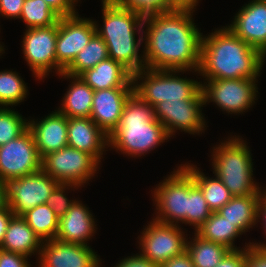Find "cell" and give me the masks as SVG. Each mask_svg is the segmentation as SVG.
<instances>
[{
	"mask_svg": "<svg viewBox=\"0 0 266 267\" xmlns=\"http://www.w3.org/2000/svg\"><path fill=\"white\" fill-rule=\"evenodd\" d=\"M194 12L171 10L144 18L142 52L146 68L186 70L198 76L203 33L194 23Z\"/></svg>",
	"mask_w": 266,
	"mask_h": 267,
	"instance_id": "cell-1",
	"label": "cell"
},
{
	"mask_svg": "<svg viewBox=\"0 0 266 267\" xmlns=\"http://www.w3.org/2000/svg\"><path fill=\"white\" fill-rule=\"evenodd\" d=\"M266 57L228 27L202 35L199 75L203 79H258Z\"/></svg>",
	"mask_w": 266,
	"mask_h": 267,
	"instance_id": "cell-2",
	"label": "cell"
},
{
	"mask_svg": "<svg viewBox=\"0 0 266 267\" xmlns=\"http://www.w3.org/2000/svg\"><path fill=\"white\" fill-rule=\"evenodd\" d=\"M171 139L156 119L153 106L134 92L127 99L118 125L108 135V147L131 158L146 156Z\"/></svg>",
	"mask_w": 266,
	"mask_h": 267,
	"instance_id": "cell-3",
	"label": "cell"
},
{
	"mask_svg": "<svg viewBox=\"0 0 266 267\" xmlns=\"http://www.w3.org/2000/svg\"><path fill=\"white\" fill-rule=\"evenodd\" d=\"M101 4L103 27L94 22L96 33L107 45L109 58L121 63L132 74L146 68L143 52H139L143 44L144 17L119 6L114 0H102Z\"/></svg>",
	"mask_w": 266,
	"mask_h": 267,
	"instance_id": "cell-4",
	"label": "cell"
},
{
	"mask_svg": "<svg viewBox=\"0 0 266 267\" xmlns=\"http://www.w3.org/2000/svg\"><path fill=\"white\" fill-rule=\"evenodd\" d=\"M231 136V137H230ZM230 136L212 147L213 174L229 189L232 196L262 194L266 189L254 181L252 154L246 140ZM224 141V142H223Z\"/></svg>",
	"mask_w": 266,
	"mask_h": 267,
	"instance_id": "cell-5",
	"label": "cell"
},
{
	"mask_svg": "<svg viewBox=\"0 0 266 267\" xmlns=\"http://www.w3.org/2000/svg\"><path fill=\"white\" fill-rule=\"evenodd\" d=\"M180 72L186 70L143 68L133 74L134 93L153 107L162 101L192 99L202 89V81L180 77Z\"/></svg>",
	"mask_w": 266,
	"mask_h": 267,
	"instance_id": "cell-6",
	"label": "cell"
},
{
	"mask_svg": "<svg viewBox=\"0 0 266 267\" xmlns=\"http://www.w3.org/2000/svg\"><path fill=\"white\" fill-rule=\"evenodd\" d=\"M171 173L151 190L156 214L152 218L166 224L187 225L188 171L180 164Z\"/></svg>",
	"mask_w": 266,
	"mask_h": 267,
	"instance_id": "cell-7",
	"label": "cell"
},
{
	"mask_svg": "<svg viewBox=\"0 0 266 267\" xmlns=\"http://www.w3.org/2000/svg\"><path fill=\"white\" fill-rule=\"evenodd\" d=\"M256 83L258 79H203L204 106L212 102L228 115H242L250 110L256 103L255 100H258Z\"/></svg>",
	"mask_w": 266,
	"mask_h": 267,
	"instance_id": "cell-8",
	"label": "cell"
},
{
	"mask_svg": "<svg viewBox=\"0 0 266 267\" xmlns=\"http://www.w3.org/2000/svg\"><path fill=\"white\" fill-rule=\"evenodd\" d=\"M41 169L59 183L85 187L98 173L100 163L89 153L67 146L44 156Z\"/></svg>",
	"mask_w": 266,
	"mask_h": 267,
	"instance_id": "cell-9",
	"label": "cell"
},
{
	"mask_svg": "<svg viewBox=\"0 0 266 267\" xmlns=\"http://www.w3.org/2000/svg\"><path fill=\"white\" fill-rule=\"evenodd\" d=\"M147 224L137 242L140 253L150 261L161 266L186 251L188 234L181 225L166 224L153 218Z\"/></svg>",
	"mask_w": 266,
	"mask_h": 267,
	"instance_id": "cell-10",
	"label": "cell"
},
{
	"mask_svg": "<svg viewBox=\"0 0 266 267\" xmlns=\"http://www.w3.org/2000/svg\"><path fill=\"white\" fill-rule=\"evenodd\" d=\"M202 89L192 98L181 101H162L153 108L156 119L165 127L170 138L180 130L189 134H202L207 129ZM206 127V128H205Z\"/></svg>",
	"mask_w": 266,
	"mask_h": 267,
	"instance_id": "cell-11",
	"label": "cell"
},
{
	"mask_svg": "<svg viewBox=\"0 0 266 267\" xmlns=\"http://www.w3.org/2000/svg\"><path fill=\"white\" fill-rule=\"evenodd\" d=\"M58 23L48 27L25 29L22 54L36 80L56 72V40Z\"/></svg>",
	"mask_w": 266,
	"mask_h": 267,
	"instance_id": "cell-12",
	"label": "cell"
},
{
	"mask_svg": "<svg viewBox=\"0 0 266 267\" xmlns=\"http://www.w3.org/2000/svg\"><path fill=\"white\" fill-rule=\"evenodd\" d=\"M96 34L95 22L79 13L60 17L56 40V74H61Z\"/></svg>",
	"mask_w": 266,
	"mask_h": 267,
	"instance_id": "cell-13",
	"label": "cell"
},
{
	"mask_svg": "<svg viewBox=\"0 0 266 267\" xmlns=\"http://www.w3.org/2000/svg\"><path fill=\"white\" fill-rule=\"evenodd\" d=\"M34 136L28 128L23 134L0 146V179L5 183L41 169Z\"/></svg>",
	"mask_w": 266,
	"mask_h": 267,
	"instance_id": "cell-14",
	"label": "cell"
},
{
	"mask_svg": "<svg viewBox=\"0 0 266 267\" xmlns=\"http://www.w3.org/2000/svg\"><path fill=\"white\" fill-rule=\"evenodd\" d=\"M59 182L42 169L7 183L8 206L14 216L47 203L48 197Z\"/></svg>",
	"mask_w": 266,
	"mask_h": 267,
	"instance_id": "cell-15",
	"label": "cell"
},
{
	"mask_svg": "<svg viewBox=\"0 0 266 267\" xmlns=\"http://www.w3.org/2000/svg\"><path fill=\"white\" fill-rule=\"evenodd\" d=\"M96 253L91 246L52 239L43 241L36 263L38 267H101Z\"/></svg>",
	"mask_w": 266,
	"mask_h": 267,
	"instance_id": "cell-16",
	"label": "cell"
},
{
	"mask_svg": "<svg viewBox=\"0 0 266 267\" xmlns=\"http://www.w3.org/2000/svg\"><path fill=\"white\" fill-rule=\"evenodd\" d=\"M227 27L266 57V0H249Z\"/></svg>",
	"mask_w": 266,
	"mask_h": 267,
	"instance_id": "cell-17",
	"label": "cell"
},
{
	"mask_svg": "<svg viewBox=\"0 0 266 267\" xmlns=\"http://www.w3.org/2000/svg\"><path fill=\"white\" fill-rule=\"evenodd\" d=\"M39 120L29 119V129L42 159L47 154L68 146V118L54 110Z\"/></svg>",
	"mask_w": 266,
	"mask_h": 267,
	"instance_id": "cell-18",
	"label": "cell"
},
{
	"mask_svg": "<svg viewBox=\"0 0 266 267\" xmlns=\"http://www.w3.org/2000/svg\"><path fill=\"white\" fill-rule=\"evenodd\" d=\"M93 213L79 199L68 211L59 218L58 232L55 239L65 243L83 244L89 246L88 241L97 231Z\"/></svg>",
	"mask_w": 266,
	"mask_h": 267,
	"instance_id": "cell-19",
	"label": "cell"
},
{
	"mask_svg": "<svg viewBox=\"0 0 266 267\" xmlns=\"http://www.w3.org/2000/svg\"><path fill=\"white\" fill-rule=\"evenodd\" d=\"M134 88H109L94 92L90 118L109 135L118 125Z\"/></svg>",
	"mask_w": 266,
	"mask_h": 267,
	"instance_id": "cell-20",
	"label": "cell"
},
{
	"mask_svg": "<svg viewBox=\"0 0 266 267\" xmlns=\"http://www.w3.org/2000/svg\"><path fill=\"white\" fill-rule=\"evenodd\" d=\"M68 146L89 153L101 164L109 148L108 135L90 117L68 118Z\"/></svg>",
	"mask_w": 266,
	"mask_h": 267,
	"instance_id": "cell-21",
	"label": "cell"
},
{
	"mask_svg": "<svg viewBox=\"0 0 266 267\" xmlns=\"http://www.w3.org/2000/svg\"><path fill=\"white\" fill-rule=\"evenodd\" d=\"M79 77L94 91L109 88H134L133 74L121 63L108 58Z\"/></svg>",
	"mask_w": 266,
	"mask_h": 267,
	"instance_id": "cell-22",
	"label": "cell"
},
{
	"mask_svg": "<svg viewBox=\"0 0 266 267\" xmlns=\"http://www.w3.org/2000/svg\"><path fill=\"white\" fill-rule=\"evenodd\" d=\"M62 79H71L68 89L62 98L61 107L57 109L67 118H86L91 115L94 90L81 77L62 72Z\"/></svg>",
	"mask_w": 266,
	"mask_h": 267,
	"instance_id": "cell-23",
	"label": "cell"
},
{
	"mask_svg": "<svg viewBox=\"0 0 266 267\" xmlns=\"http://www.w3.org/2000/svg\"><path fill=\"white\" fill-rule=\"evenodd\" d=\"M43 241L21 216H13L8 224L0 249L39 258Z\"/></svg>",
	"mask_w": 266,
	"mask_h": 267,
	"instance_id": "cell-24",
	"label": "cell"
},
{
	"mask_svg": "<svg viewBox=\"0 0 266 267\" xmlns=\"http://www.w3.org/2000/svg\"><path fill=\"white\" fill-rule=\"evenodd\" d=\"M261 196L262 194L233 196L217 213L245 234L258 225V204Z\"/></svg>",
	"mask_w": 266,
	"mask_h": 267,
	"instance_id": "cell-25",
	"label": "cell"
},
{
	"mask_svg": "<svg viewBox=\"0 0 266 267\" xmlns=\"http://www.w3.org/2000/svg\"><path fill=\"white\" fill-rule=\"evenodd\" d=\"M192 176L195 184L202 190L208 208L212 212H217L233 197L229 189L214 174L211 178L203 173L197 165L192 163L181 164Z\"/></svg>",
	"mask_w": 266,
	"mask_h": 267,
	"instance_id": "cell-26",
	"label": "cell"
},
{
	"mask_svg": "<svg viewBox=\"0 0 266 267\" xmlns=\"http://www.w3.org/2000/svg\"><path fill=\"white\" fill-rule=\"evenodd\" d=\"M194 232L199 237L224 245L230 250L241 249L235 246V239L243 233L217 212H212L210 217Z\"/></svg>",
	"mask_w": 266,
	"mask_h": 267,
	"instance_id": "cell-27",
	"label": "cell"
},
{
	"mask_svg": "<svg viewBox=\"0 0 266 267\" xmlns=\"http://www.w3.org/2000/svg\"><path fill=\"white\" fill-rule=\"evenodd\" d=\"M186 242V251L191 257L194 267H216L223 257L230 251L224 245L214 243L199 237L195 232Z\"/></svg>",
	"mask_w": 266,
	"mask_h": 267,
	"instance_id": "cell-28",
	"label": "cell"
},
{
	"mask_svg": "<svg viewBox=\"0 0 266 267\" xmlns=\"http://www.w3.org/2000/svg\"><path fill=\"white\" fill-rule=\"evenodd\" d=\"M108 58L107 45L96 33L63 72L72 76H80L83 72L94 68L100 61Z\"/></svg>",
	"mask_w": 266,
	"mask_h": 267,
	"instance_id": "cell-29",
	"label": "cell"
},
{
	"mask_svg": "<svg viewBox=\"0 0 266 267\" xmlns=\"http://www.w3.org/2000/svg\"><path fill=\"white\" fill-rule=\"evenodd\" d=\"M21 217L42 241L55 239L58 232L59 217L47 203L28 210Z\"/></svg>",
	"mask_w": 266,
	"mask_h": 267,
	"instance_id": "cell-30",
	"label": "cell"
},
{
	"mask_svg": "<svg viewBox=\"0 0 266 267\" xmlns=\"http://www.w3.org/2000/svg\"><path fill=\"white\" fill-rule=\"evenodd\" d=\"M13 70L0 71V107L9 108L23 102L28 95V86Z\"/></svg>",
	"mask_w": 266,
	"mask_h": 267,
	"instance_id": "cell-31",
	"label": "cell"
},
{
	"mask_svg": "<svg viewBox=\"0 0 266 267\" xmlns=\"http://www.w3.org/2000/svg\"><path fill=\"white\" fill-rule=\"evenodd\" d=\"M60 16L44 0H24L21 20L26 29L48 27L58 23Z\"/></svg>",
	"mask_w": 266,
	"mask_h": 267,
	"instance_id": "cell-32",
	"label": "cell"
},
{
	"mask_svg": "<svg viewBox=\"0 0 266 267\" xmlns=\"http://www.w3.org/2000/svg\"><path fill=\"white\" fill-rule=\"evenodd\" d=\"M202 190L195 184L193 176L188 172V211L187 224L198 229L211 215Z\"/></svg>",
	"mask_w": 266,
	"mask_h": 267,
	"instance_id": "cell-33",
	"label": "cell"
},
{
	"mask_svg": "<svg viewBox=\"0 0 266 267\" xmlns=\"http://www.w3.org/2000/svg\"><path fill=\"white\" fill-rule=\"evenodd\" d=\"M12 108L0 107V146L23 134L29 128V120Z\"/></svg>",
	"mask_w": 266,
	"mask_h": 267,
	"instance_id": "cell-34",
	"label": "cell"
},
{
	"mask_svg": "<svg viewBox=\"0 0 266 267\" xmlns=\"http://www.w3.org/2000/svg\"><path fill=\"white\" fill-rule=\"evenodd\" d=\"M119 6L137 12L144 18L171 11L170 0H114Z\"/></svg>",
	"mask_w": 266,
	"mask_h": 267,
	"instance_id": "cell-35",
	"label": "cell"
},
{
	"mask_svg": "<svg viewBox=\"0 0 266 267\" xmlns=\"http://www.w3.org/2000/svg\"><path fill=\"white\" fill-rule=\"evenodd\" d=\"M81 188L75 184H63L59 183L48 197L47 204L54 211V213L60 218L70 208V206L76 201V199L69 200L66 193L68 190L75 191Z\"/></svg>",
	"mask_w": 266,
	"mask_h": 267,
	"instance_id": "cell-36",
	"label": "cell"
},
{
	"mask_svg": "<svg viewBox=\"0 0 266 267\" xmlns=\"http://www.w3.org/2000/svg\"><path fill=\"white\" fill-rule=\"evenodd\" d=\"M242 249L230 250L216 267H247L246 263V248L252 242L246 243Z\"/></svg>",
	"mask_w": 266,
	"mask_h": 267,
	"instance_id": "cell-37",
	"label": "cell"
},
{
	"mask_svg": "<svg viewBox=\"0 0 266 267\" xmlns=\"http://www.w3.org/2000/svg\"><path fill=\"white\" fill-rule=\"evenodd\" d=\"M28 257L0 249V267H31Z\"/></svg>",
	"mask_w": 266,
	"mask_h": 267,
	"instance_id": "cell-38",
	"label": "cell"
},
{
	"mask_svg": "<svg viewBox=\"0 0 266 267\" xmlns=\"http://www.w3.org/2000/svg\"><path fill=\"white\" fill-rule=\"evenodd\" d=\"M60 17L77 14L75 8L80 0H44Z\"/></svg>",
	"mask_w": 266,
	"mask_h": 267,
	"instance_id": "cell-39",
	"label": "cell"
},
{
	"mask_svg": "<svg viewBox=\"0 0 266 267\" xmlns=\"http://www.w3.org/2000/svg\"><path fill=\"white\" fill-rule=\"evenodd\" d=\"M24 0H0V17L19 19Z\"/></svg>",
	"mask_w": 266,
	"mask_h": 267,
	"instance_id": "cell-40",
	"label": "cell"
},
{
	"mask_svg": "<svg viewBox=\"0 0 266 267\" xmlns=\"http://www.w3.org/2000/svg\"><path fill=\"white\" fill-rule=\"evenodd\" d=\"M247 267H266V250H262L253 244L246 248Z\"/></svg>",
	"mask_w": 266,
	"mask_h": 267,
	"instance_id": "cell-41",
	"label": "cell"
},
{
	"mask_svg": "<svg viewBox=\"0 0 266 267\" xmlns=\"http://www.w3.org/2000/svg\"><path fill=\"white\" fill-rule=\"evenodd\" d=\"M114 267H160L148 258L143 256L140 252L132 256L124 257L119 260Z\"/></svg>",
	"mask_w": 266,
	"mask_h": 267,
	"instance_id": "cell-42",
	"label": "cell"
},
{
	"mask_svg": "<svg viewBox=\"0 0 266 267\" xmlns=\"http://www.w3.org/2000/svg\"><path fill=\"white\" fill-rule=\"evenodd\" d=\"M262 188H266V187H262ZM260 220H262V224L263 225V230L265 233L264 235L266 236V190L262 193V196L260 198L259 204H258V222H261ZM265 241L262 242H252V244L262 250H266V243Z\"/></svg>",
	"mask_w": 266,
	"mask_h": 267,
	"instance_id": "cell-43",
	"label": "cell"
},
{
	"mask_svg": "<svg viewBox=\"0 0 266 267\" xmlns=\"http://www.w3.org/2000/svg\"><path fill=\"white\" fill-rule=\"evenodd\" d=\"M160 267H194L192 260L187 251L182 254L173 257Z\"/></svg>",
	"mask_w": 266,
	"mask_h": 267,
	"instance_id": "cell-44",
	"label": "cell"
},
{
	"mask_svg": "<svg viewBox=\"0 0 266 267\" xmlns=\"http://www.w3.org/2000/svg\"><path fill=\"white\" fill-rule=\"evenodd\" d=\"M13 216V212L8 205L0 209V246L3 243L8 224Z\"/></svg>",
	"mask_w": 266,
	"mask_h": 267,
	"instance_id": "cell-45",
	"label": "cell"
},
{
	"mask_svg": "<svg viewBox=\"0 0 266 267\" xmlns=\"http://www.w3.org/2000/svg\"><path fill=\"white\" fill-rule=\"evenodd\" d=\"M171 10L195 11L199 0H170Z\"/></svg>",
	"mask_w": 266,
	"mask_h": 267,
	"instance_id": "cell-46",
	"label": "cell"
},
{
	"mask_svg": "<svg viewBox=\"0 0 266 267\" xmlns=\"http://www.w3.org/2000/svg\"><path fill=\"white\" fill-rule=\"evenodd\" d=\"M8 205L7 183L0 179V209Z\"/></svg>",
	"mask_w": 266,
	"mask_h": 267,
	"instance_id": "cell-47",
	"label": "cell"
},
{
	"mask_svg": "<svg viewBox=\"0 0 266 267\" xmlns=\"http://www.w3.org/2000/svg\"><path fill=\"white\" fill-rule=\"evenodd\" d=\"M4 53H5V48L0 42V56H2V54H4Z\"/></svg>",
	"mask_w": 266,
	"mask_h": 267,
	"instance_id": "cell-48",
	"label": "cell"
}]
</instances>
